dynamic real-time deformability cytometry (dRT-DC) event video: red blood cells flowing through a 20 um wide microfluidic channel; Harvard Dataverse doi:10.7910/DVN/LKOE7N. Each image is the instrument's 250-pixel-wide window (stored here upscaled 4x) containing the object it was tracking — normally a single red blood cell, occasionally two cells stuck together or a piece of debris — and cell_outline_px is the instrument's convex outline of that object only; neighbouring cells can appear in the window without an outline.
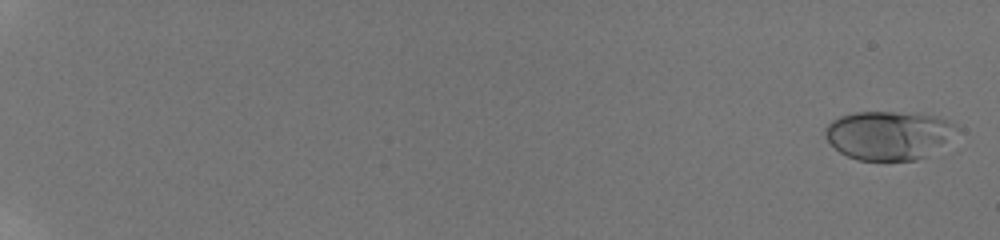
{"species": "human", "species_latin": "Homo sapiens", "temperature_condition": "room temperature", "stored_images_in_passage": 59, "camera_frame_rate_fps": 3000, "um_per_image_px": 0.085, "donor": {"sex": "male"}, "frame": {"image": 1, "passage_image": 2, "time_ms": 0.333, "image_size_px": [1000, 240], "cell_outline_px": [[960, 128], [924, 156], [916, 160], [856, 160], [840, 152], [824, 136], [824, 128], [832, 120], [840, 116], [856, 112], [896, 112], [936, 116], [948, 120], [956, 124]], "centroid_in_image_um": [75.46, 11.48], "position_along_channel_um": 9.5, "area_um2": 36.7}}
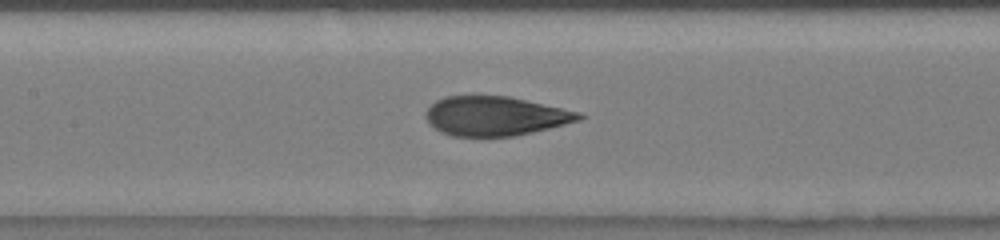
{"frame": {"image": 2, "passage_image": 33, "time_ms": 10.667, "image_size_px": [1000, 240], "cell_outline_px": [[588, 116], [580, 120], [532, 132], [512, 136], [452, 136], [440, 132], [428, 120], [428, 108], [436, 100], [444, 96], [508, 96], [580, 112]], "centroid_in_image_um": [42.13, 9.86], "position_along_channel_um": 165.3, "area_um2": 34.62}}
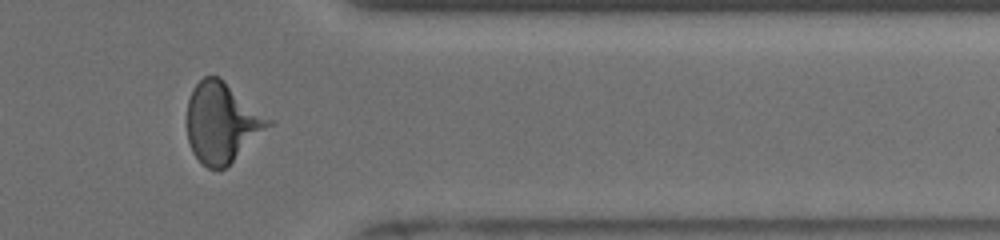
{"frame": {"image": 3, "passage_image": 51, "time_ms": 16.667, "image_size_px": [1000, 240], "cell_outline_px": [[276, 120], [272, 124], [224, 168], [208, 168], [192, 152], [188, 140], [188, 100], [192, 88], [204, 76], [220, 76]], "centroid_in_image_um": [18.9, 10.35], "position_along_channel_um": 392.5, "area_um2": 38.03}, "authors_computed_cell_mechanics": {"area_um2": 36.125, "velocity_mm_per_s": 3.8643, "shape_relaxation_time_tau1_ms": 3.8911, "shape_relaxation_time_tau2_ms": null, "deformation_change_tau1": 0.1753, "deformation_change_tau2": null}}